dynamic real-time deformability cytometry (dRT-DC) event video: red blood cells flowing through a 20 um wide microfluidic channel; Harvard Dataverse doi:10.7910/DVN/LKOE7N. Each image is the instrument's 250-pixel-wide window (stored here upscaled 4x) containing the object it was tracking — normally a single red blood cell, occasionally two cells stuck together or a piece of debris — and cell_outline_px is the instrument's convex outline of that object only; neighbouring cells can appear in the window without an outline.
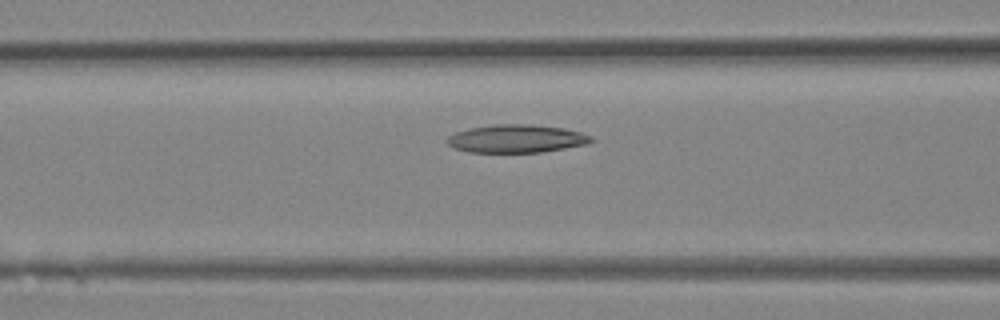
{"species": "Egyptian fruit bat (a non-hibernating species)", "species_latin": "Rousettus aegyptiacus", "temperature_condition": "room temperature", "stored_images_in_passage": 30, "camera_frame_rate_fps": 3000, "um_per_image_px": 0.085, "animal": {"sex": "female"}, "frame": {"image": 1, "passage_image": 13, "time_ms": 4.0, "image_size_px": [1000, 320], "cell_outline_px": [[596, 140], [588, 144], [540, 152], [468, 152], [452, 148], [444, 140], [448, 136], [456, 132], [468, 128], [492, 124], [528, 124], [564, 128], [580, 132], [592, 136]], "centroid_in_image_um": [43.87, 11.78], "position_along_channel_um": 122.7, "area_um2": 23.76}}
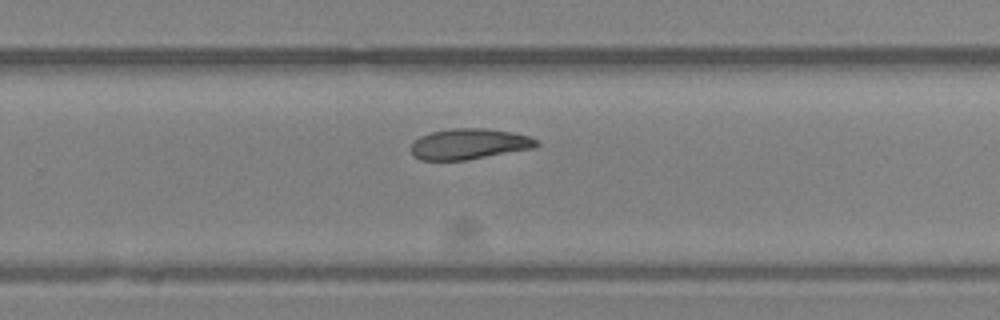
{"frame": {"image": 2, "passage_image": 21, "time_ms": 6.667, "image_size_px": [1000, 320], "cell_outline_px": [[540, 144], [536, 148], [468, 160], [420, 160], [412, 156], [412, 144], [420, 136], [432, 132], [452, 128], [488, 128], [528, 136], [536, 140]], "centroid_in_image_um": [39.89, 12.25], "position_along_channel_um": 289.9, "area_um2": 22.48}}
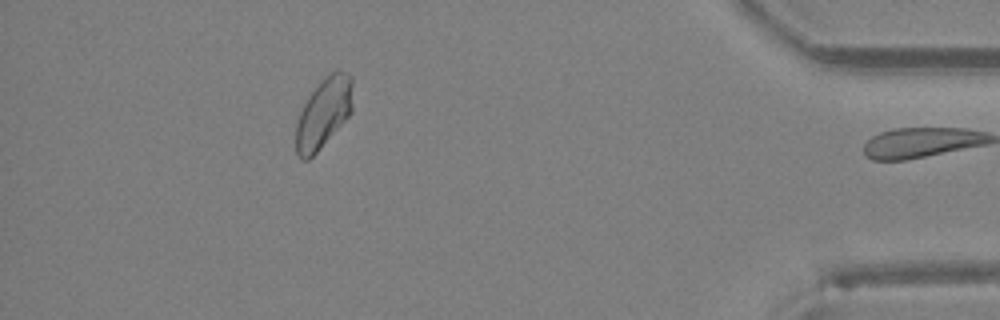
{"frame": {"image": 3, "passage_image": 29, "time_ms": 9.333, "image_size_px": [1000, 320], "cell_outline_px": [[352, 112], [316, 152], [308, 160], [300, 160], [296, 152], [296, 124], [300, 112], [308, 96], [324, 76], [336, 68], [348, 72], [352, 76]], "centroid_in_image_um": [27.51, 9.55], "position_along_channel_um": 407.7, "area_um2": 23.29}}